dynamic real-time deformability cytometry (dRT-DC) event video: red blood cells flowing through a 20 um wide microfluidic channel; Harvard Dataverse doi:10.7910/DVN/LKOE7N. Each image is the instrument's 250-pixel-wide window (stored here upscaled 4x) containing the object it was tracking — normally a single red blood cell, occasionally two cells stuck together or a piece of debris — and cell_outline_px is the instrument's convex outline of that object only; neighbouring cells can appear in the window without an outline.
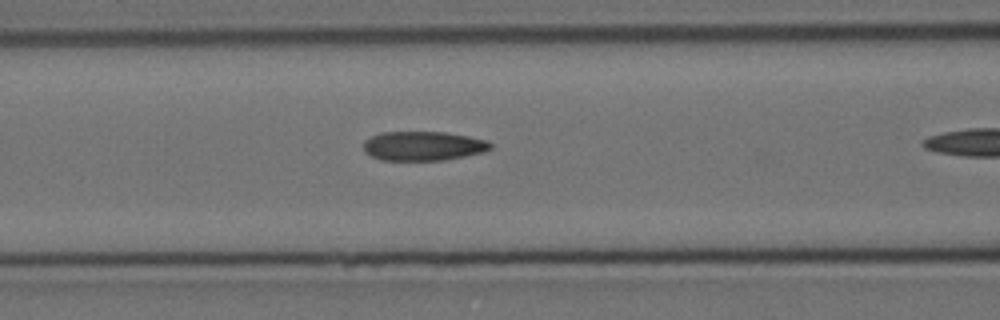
{"species": "Egyptian fruit bat (a non-hibernating species)", "species_latin": "Rousettus aegyptiacus", "temperature_condition": "cold", "stored_images_in_passage": 15, "camera_frame_rate_fps": 3000, "um_per_image_px": 0.085, "animal": {"sex": "female"}, "frame": {"image": 1, "passage_image": 11, "time_ms": 3.333, "image_size_px": [1000, 320], "cell_outline_px": [[492, 148], [484, 152], [444, 160], [380, 160], [364, 152], [364, 140], [380, 132], [444, 132], [468, 136], [488, 140], [492, 144]], "centroid_in_image_um": [35.98, 12.4], "position_along_channel_um": 130.6, "area_um2": 21.73}}